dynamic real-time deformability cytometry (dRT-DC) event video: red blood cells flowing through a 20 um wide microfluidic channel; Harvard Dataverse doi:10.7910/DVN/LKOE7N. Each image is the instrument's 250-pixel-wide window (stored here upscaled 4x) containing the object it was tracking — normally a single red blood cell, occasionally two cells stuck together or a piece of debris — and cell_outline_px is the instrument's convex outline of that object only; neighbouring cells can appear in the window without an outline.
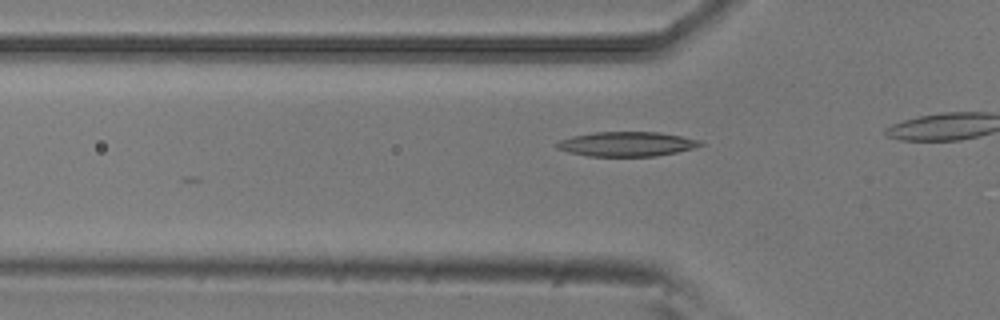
{"species": "common noctule bat (a hibernating species)", "species_latin": "Nyctalus noctula", "temperature_condition": "room temperature", "stored_images_in_passage": 8, "camera_frame_rate_fps": 3000, "um_per_image_px": 0.085, "animal": {"sex": "male", "body_mass_g": 20.5, "forearm_length_mm": 52.5}, "frame": {"image": 1, "passage_image": 5, "time_ms": 1.333, "image_size_px": [1000, 320], "cell_outline_px": [[704, 144], [692, 148], [676, 152], [656, 156], [588, 156], [568, 152], [556, 148], [552, 144], [560, 140], [572, 136], [592, 132], [660, 132], [700, 140]], "centroid_in_image_um": [53.21, 12.24], "position_along_channel_um": 72.6, "area_um2": 20.58}}